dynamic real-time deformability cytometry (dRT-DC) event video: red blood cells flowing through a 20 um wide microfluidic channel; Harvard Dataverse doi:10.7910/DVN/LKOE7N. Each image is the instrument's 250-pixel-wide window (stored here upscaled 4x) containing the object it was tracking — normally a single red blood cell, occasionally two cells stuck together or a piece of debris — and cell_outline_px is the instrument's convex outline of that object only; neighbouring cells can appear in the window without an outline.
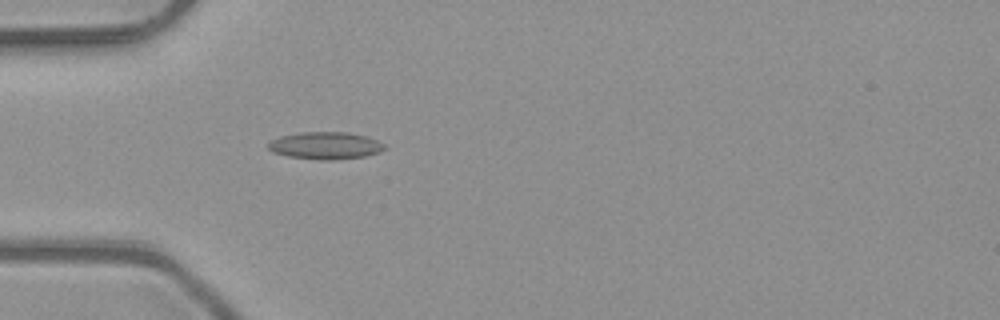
{"species": "common noctule bat (a hibernating species)", "species_latin": "Nyctalus noctula", "temperature_condition": "room temperature", "stored_images_in_passage": 4, "camera_frame_rate_fps": 3000, "um_per_image_px": 0.085, "animal": {"sex": "male", "body_mass_g": 23.1, "forearm_length_mm": 52.7}, "frame": {"image": 1, "passage_image": 4, "time_ms": 1.0, "image_size_px": [1000, 320], "cell_outline_px": [[388, 148], [380, 152], [364, 156], [332, 160], [320, 160], [288, 156], [272, 152], [268, 148], [268, 144], [272, 140], [280, 136], [300, 132], [348, 132], [368, 136], [384, 144]], "centroid_in_image_um": [27.68, 12.37], "position_along_channel_um": 57.3, "area_um2": 18.55}}